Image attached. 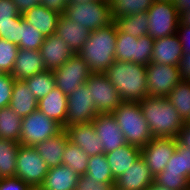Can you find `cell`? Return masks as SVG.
Listing matches in <instances>:
<instances>
[{
  "label": "cell",
  "mask_w": 190,
  "mask_h": 190,
  "mask_svg": "<svg viewBox=\"0 0 190 190\" xmlns=\"http://www.w3.org/2000/svg\"><path fill=\"white\" fill-rule=\"evenodd\" d=\"M117 27L114 22L90 31L78 55L85 60L91 73H105L115 62Z\"/></svg>",
  "instance_id": "obj_1"
},
{
  "label": "cell",
  "mask_w": 190,
  "mask_h": 190,
  "mask_svg": "<svg viewBox=\"0 0 190 190\" xmlns=\"http://www.w3.org/2000/svg\"><path fill=\"white\" fill-rule=\"evenodd\" d=\"M104 74L116 88L122 102H140L147 97L145 65L115 60Z\"/></svg>",
  "instance_id": "obj_2"
},
{
  "label": "cell",
  "mask_w": 190,
  "mask_h": 190,
  "mask_svg": "<svg viewBox=\"0 0 190 190\" xmlns=\"http://www.w3.org/2000/svg\"><path fill=\"white\" fill-rule=\"evenodd\" d=\"M153 138H176L185 123L165 97L147 96L140 102Z\"/></svg>",
  "instance_id": "obj_3"
},
{
  "label": "cell",
  "mask_w": 190,
  "mask_h": 190,
  "mask_svg": "<svg viewBox=\"0 0 190 190\" xmlns=\"http://www.w3.org/2000/svg\"><path fill=\"white\" fill-rule=\"evenodd\" d=\"M112 115L116 119L127 144L142 148L153 139L139 102H122L112 112Z\"/></svg>",
  "instance_id": "obj_4"
},
{
  "label": "cell",
  "mask_w": 190,
  "mask_h": 190,
  "mask_svg": "<svg viewBox=\"0 0 190 190\" xmlns=\"http://www.w3.org/2000/svg\"><path fill=\"white\" fill-rule=\"evenodd\" d=\"M64 14L77 24L85 26L89 31L97 30L113 22L111 4L97 0L69 3Z\"/></svg>",
  "instance_id": "obj_5"
},
{
  "label": "cell",
  "mask_w": 190,
  "mask_h": 190,
  "mask_svg": "<svg viewBox=\"0 0 190 190\" xmlns=\"http://www.w3.org/2000/svg\"><path fill=\"white\" fill-rule=\"evenodd\" d=\"M154 39L149 35L139 38L120 32L117 29L115 60L130 61L147 66L151 62Z\"/></svg>",
  "instance_id": "obj_6"
},
{
  "label": "cell",
  "mask_w": 190,
  "mask_h": 190,
  "mask_svg": "<svg viewBox=\"0 0 190 190\" xmlns=\"http://www.w3.org/2000/svg\"><path fill=\"white\" fill-rule=\"evenodd\" d=\"M63 130L55 120L47 117L39 109L22 118L19 143L35 146L48 138L54 137Z\"/></svg>",
  "instance_id": "obj_7"
},
{
  "label": "cell",
  "mask_w": 190,
  "mask_h": 190,
  "mask_svg": "<svg viewBox=\"0 0 190 190\" xmlns=\"http://www.w3.org/2000/svg\"><path fill=\"white\" fill-rule=\"evenodd\" d=\"M48 170L47 163L40 157L34 146L19 145L16 155V177L37 190Z\"/></svg>",
  "instance_id": "obj_8"
},
{
  "label": "cell",
  "mask_w": 190,
  "mask_h": 190,
  "mask_svg": "<svg viewBox=\"0 0 190 190\" xmlns=\"http://www.w3.org/2000/svg\"><path fill=\"white\" fill-rule=\"evenodd\" d=\"M148 31L154 40L177 33L180 16L173 2H155L146 12Z\"/></svg>",
  "instance_id": "obj_9"
},
{
  "label": "cell",
  "mask_w": 190,
  "mask_h": 190,
  "mask_svg": "<svg viewBox=\"0 0 190 190\" xmlns=\"http://www.w3.org/2000/svg\"><path fill=\"white\" fill-rule=\"evenodd\" d=\"M147 96L165 97L182 80L179 66L150 62L146 66Z\"/></svg>",
  "instance_id": "obj_10"
},
{
  "label": "cell",
  "mask_w": 190,
  "mask_h": 190,
  "mask_svg": "<svg viewBox=\"0 0 190 190\" xmlns=\"http://www.w3.org/2000/svg\"><path fill=\"white\" fill-rule=\"evenodd\" d=\"M56 87L66 96L85 84L92 74L88 64L78 54H74L61 67L53 70Z\"/></svg>",
  "instance_id": "obj_11"
},
{
  "label": "cell",
  "mask_w": 190,
  "mask_h": 190,
  "mask_svg": "<svg viewBox=\"0 0 190 190\" xmlns=\"http://www.w3.org/2000/svg\"><path fill=\"white\" fill-rule=\"evenodd\" d=\"M85 85L98 113H112L121 105L120 95L104 73H92Z\"/></svg>",
  "instance_id": "obj_12"
},
{
  "label": "cell",
  "mask_w": 190,
  "mask_h": 190,
  "mask_svg": "<svg viewBox=\"0 0 190 190\" xmlns=\"http://www.w3.org/2000/svg\"><path fill=\"white\" fill-rule=\"evenodd\" d=\"M67 101L65 128L74 124L92 123L99 114L91 100V91L87 89L85 84L67 96Z\"/></svg>",
  "instance_id": "obj_13"
},
{
  "label": "cell",
  "mask_w": 190,
  "mask_h": 190,
  "mask_svg": "<svg viewBox=\"0 0 190 190\" xmlns=\"http://www.w3.org/2000/svg\"><path fill=\"white\" fill-rule=\"evenodd\" d=\"M177 145L176 138H153L141 148V157L154 177L165 169Z\"/></svg>",
  "instance_id": "obj_14"
},
{
  "label": "cell",
  "mask_w": 190,
  "mask_h": 190,
  "mask_svg": "<svg viewBox=\"0 0 190 190\" xmlns=\"http://www.w3.org/2000/svg\"><path fill=\"white\" fill-rule=\"evenodd\" d=\"M104 154L126 144L125 137L112 113H99L92 121Z\"/></svg>",
  "instance_id": "obj_15"
},
{
  "label": "cell",
  "mask_w": 190,
  "mask_h": 190,
  "mask_svg": "<svg viewBox=\"0 0 190 190\" xmlns=\"http://www.w3.org/2000/svg\"><path fill=\"white\" fill-rule=\"evenodd\" d=\"M69 141L79 146L89 157L104 153L93 123L74 124L64 129Z\"/></svg>",
  "instance_id": "obj_16"
},
{
  "label": "cell",
  "mask_w": 190,
  "mask_h": 190,
  "mask_svg": "<svg viewBox=\"0 0 190 190\" xmlns=\"http://www.w3.org/2000/svg\"><path fill=\"white\" fill-rule=\"evenodd\" d=\"M22 14L12 0H0V38L18 45L22 28Z\"/></svg>",
  "instance_id": "obj_17"
},
{
  "label": "cell",
  "mask_w": 190,
  "mask_h": 190,
  "mask_svg": "<svg viewBox=\"0 0 190 190\" xmlns=\"http://www.w3.org/2000/svg\"><path fill=\"white\" fill-rule=\"evenodd\" d=\"M39 51L48 70L61 67L74 55L69 45L55 33L44 39Z\"/></svg>",
  "instance_id": "obj_18"
},
{
  "label": "cell",
  "mask_w": 190,
  "mask_h": 190,
  "mask_svg": "<svg viewBox=\"0 0 190 190\" xmlns=\"http://www.w3.org/2000/svg\"><path fill=\"white\" fill-rule=\"evenodd\" d=\"M154 181L144 159L140 157L115 181V186L122 190H146Z\"/></svg>",
  "instance_id": "obj_19"
},
{
  "label": "cell",
  "mask_w": 190,
  "mask_h": 190,
  "mask_svg": "<svg viewBox=\"0 0 190 190\" xmlns=\"http://www.w3.org/2000/svg\"><path fill=\"white\" fill-rule=\"evenodd\" d=\"M182 55V44L179 36L175 33L154 40L151 62L179 66Z\"/></svg>",
  "instance_id": "obj_20"
},
{
  "label": "cell",
  "mask_w": 190,
  "mask_h": 190,
  "mask_svg": "<svg viewBox=\"0 0 190 190\" xmlns=\"http://www.w3.org/2000/svg\"><path fill=\"white\" fill-rule=\"evenodd\" d=\"M90 31L81 24H77L61 14L57 23L55 34L60 36L67 43L74 54H78L86 43Z\"/></svg>",
  "instance_id": "obj_21"
},
{
  "label": "cell",
  "mask_w": 190,
  "mask_h": 190,
  "mask_svg": "<svg viewBox=\"0 0 190 190\" xmlns=\"http://www.w3.org/2000/svg\"><path fill=\"white\" fill-rule=\"evenodd\" d=\"M46 70L39 50L19 49L11 75L16 80H24Z\"/></svg>",
  "instance_id": "obj_22"
},
{
  "label": "cell",
  "mask_w": 190,
  "mask_h": 190,
  "mask_svg": "<svg viewBox=\"0 0 190 190\" xmlns=\"http://www.w3.org/2000/svg\"><path fill=\"white\" fill-rule=\"evenodd\" d=\"M60 15L59 12L49 9L42 4L32 7L22 14L24 20L35 29H38L45 38L56 32Z\"/></svg>",
  "instance_id": "obj_23"
},
{
  "label": "cell",
  "mask_w": 190,
  "mask_h": 190,
  "mask_svg": "<svg viewBox=\"0 0 190 190\" xmlns=\"http://www.w3.org/2000/svg\"><path fill=\"white\" fill-rule=\"evenodd\" d=\"M113 178L118 179L132 164L141 157V148L125 144L105 154Z\"/></svg>",
  "instance_id": "obj_24"
},
{
  "label": "cell",
  "mask_w": 190,
  "mask_h": 190,
  "mask_svg": "<svg viewBox=\"0 0 190 190\" xmlns=\"http://www.w3.org/2000/svg\"><path fill=\"white\" fill-rule=\"evenodd\" d=\"M68 101L67 96L57 87L38 101V109L65 129Z\"/></svg>",
  "instance_id": "obj_25"
},
{
  "label": "cell",
  "mask_w": 190,
  "mask_h": 190,
  "mask_svg": "<svg viewBox=\"0 0 190 190\" xmlns=\"http://www.w3.org/2000/svg\"><path fill=\"white\" fill-rule=\"evenodd\" d=\"M68 142V135L63 129L54 137L48 138L34 147L48 167L52 168L62 164V156Z\"/></svg>",
  "instance_id": "obj_26"
},
{
  "label": "cell",
  "mask_w": 190,
  "mask_h": 190,
  "mask_svg": "<svg viewBox=\"0 0 190 190\" xmlns=\"http://www.w3.org/2000/svg\"><path fill=\"white\" fill-rule=\"evenodd\" d=\"M79 175L66 165L49 168L43 183L37 190H74Z\"/></svg>",
  "instance_id": "obj_27"
},
{
  "label": "cell",
  "mask_w": 190,
  "mask_h": 190,
  "mask_svg": "<svg viewBox=\"0 0 190 190\" xmlns=\"http://www.w3.org/2000/svg\"><path fill=\"white\" fill-rule=\"evenodd\" d=\"M9 107L21 118L38 109V100L31 93L24 80L15 79Z\"/></svg>",
  "instance_id": "obj_28"
},
{
  "label": "cell",
  "mask_w": 190,
  "mask_h": 190,
  "mask_svg": "<svg viewBox=\"0 0 190 190\" xmlns=\"http://www.w3.org/2000/svg\"><path fill=\"white\" fill-rule=\"evenodd\" d=\"M22 118L9 106L0 109V139L20 141Z\"/></svg>",
  "instance_id": "obj_29"
},
{
  "label": "cell",
  "mask_w": 190,
  "mask_h": 190,
  "mask_svg": "<svg viewBox=\"0 0 190 190\" xmlns=\"http://www.w3.org/2000/svg\"><path fill=\"white\" fill-rule=\"evenodd\" d=\"M120 32L139 38L146 35L148 31V15L146 12L130 14L129 16L113 19Z\"/></svg>",
  "instance_id": "obj_30"
},
{
  "label": "cell",
  "mask_w": 190,
  "mask_h": 190,
  "mask_svg": "<svg viewBox=\"0 0 190 190\" xmlns=\"http://www.w3.org/2000/svg\"><path fill=\"white\" fill-rule=\"evenodd\" d=\"M167 99L184 122L190 118V81L181 80L170 92Z\"/></svg>",
  "instance_id": "obj_31"
},
{
  "label": "cell",
  "mask_w": 190,
  "mask_h": 190,
  "mask_svg": "<svg viewBox=\"0 0 190 190\" xmlns=\"http://www.w3.org/2000/svg\"><path fill=\"white\" fill-rule=\"evenodd\" d=\"M20 143L0 139V179L16 176V155Z\"/></svg>",
  "instance_id": "obj_32"
},
{
  "label": "cell",
  "mask_w": 190,
  "mask_h": 190,
  "mask_svg": "<svg viewBox=\"0 0 190 190\" xmlns=\"http://www.w3.org/2000/svg\"><path fill=\"white\" fill-rule=\"evenodd\" d=\"M24 81L38 101L56 87L54 72L48 69L26 78Z\"/></svg>",
  "instance_id": "obj_33"
},
{
  "label": "cell",
  "mask_w": 190,
  "mask_h": 190,
  "mask_svg": "<svg viewBox=\"0 0 190 190\" xmlns=\"http://www.w3.org/2000/svg\"><path fill=\"white\" fill-rule=\"evenodd\" d=\"M89 156L70 141L66 144L62 156V164L72 169L76 174L84 175L87 172Z\"/></svg>",
  "instance_id": "obj_34"
},
{
  "label": "cell",
  "mask_w": 190,
  "mask_h": 190,
  "mask_svg": "<svg viewBox=\"0 0 190 190\" xmlns=\"http://www.w3.org/2000/svg\"><path fill=\"white\" fill-rule=\"evenodd\" d=\"M154 0H113L111 3L112 19H120L130 14L147 12Z\"/></svg>",
  "instance_id": "obj_35"
},
{
  "label": "cell",
  "mask_w": 190,
  "mask_h": 190,
  "mask_svg": "<svg viewBox=\"0 0 190 190\" xmlns=\"http://www.w3.org/2000/svg\"><path fill=\"white\" fill-rule=\"evenodd\" d=\"M86 175L97 179L99 182H115L110 166L104 153L90 156Z\"/></svg>",
  "instance_id": "obj_36"
},
{
  "label": "cell",
  "mask_w": 190,
  "mask_h": 190,
  "mask_svg": "<svg viewBox=\"0 0 190 190\" xmlns=\"http://www.w3.org/2000/svg\"><path fill=\"white\" fill-rule=\"evenodd\" d=\"M45 37L38 30L22 20V28L20 33V43L17 45L19 49L39 50L43 44Z\"/></svg>",
  "instance_id": "obj_37"
},
{
  "label": "cell",
  "mask_w": 190,
  "mask_h": 190,
  "mask_svg": "<svg viewBox=\"0 0 190 190\" xmlns=\"http://www.w3.org/2000/svg\"><path fill=\"white\" fill-rule=\"evenodd\" d=\"M18 51L16 44L0 38V73H12Z\"/></svg>",
  "instance_id": "obj_38"
},
{
  "label": "cell",
  "mask_w": 190,
  "mask_h": 190,
  "mask_svg": "<svg viewBox=\"0 0 190 190\" xmlns=\"http://www.w3.org/2000/svg\"><path fill=\"white\" fill-rule=\"evenodd\" d=\"M154 182L172 190H190V181L183 175L174 172H160Z\"/></svg>",
  "instance_id": "obj_39"
},
{
  "label": "cell",
  "mask_w": 190,
  "mask_h": 190,
  "mask_svg": "<svg viewBox=\"0 0 190 190\" xmlns=\"http://www.w3.org/2000/svg\"><path fill=\"white\" fill-rule=\"evenodd\" d=\"M115 182H99L86 174L80 175L74 190H111Z\"/></svg>",
  "instance_id": "obj_40"
},
{
  "label": "cell",
  "mask_w": 190,
  "mask_h": 190,
  "mask_svg": "<svg viewBox=\"0 0 190 190\" xmlns=\"http://www.w3.org/2000/svg\"><path fill=\"white\" fill-rule=\"evenodd\" d=\"M15 79L11 74L0 73V109L9 106Z\"/></svg>",
  "instance_id": "obj_41"
},
{
  "label": "cell",
  "mask_w": 190,
  "mask_h": 190,
  "mask_svg": "<svg viewBox=\"0 0 190 190\" xmlns=\"http://www.w3.org/2000/svg\"><path fill=\"white\" fill-rule=\"evenodd\" d=\"M0 190H34L19 177H7L0 179Z\"/></svg>",
  "instance_id": "obj_42"
},
{
  "label": "cell",
  "mask_w": 190,
  "mask_h": 190,
  "mask_svg": "<svg viewBox=\"0 0 190 190\" xmlns=\"http://www.w3.org/2000/svg\"><path fill=\"white\" fill-rule=\"evenodd\" d=\"M162 172H174L183 175L182 150L178 146Z\"/></svg>",
  "instance_id": "obj_43"
},
{
  "label": "cell",
  "mask_w": 190,
  "mask_h": 190,
  "mask_svg": "<svg viewBox=\"0 0 190 190\" xmlns=\"http://www.w3.org/2000/svg\"><path fill=\"white\" fill-rule=\"evenodd\" d=\"M177 35L181 41L183 53H190V26L179 22Z\"/></svg>",
  "instance_id": "obj_44"
},
{
  "label": "cell",
  "mask_w": 190,
  "mask_h": 190,
  "mask_svg": "<svg viewBox=\"0 0 190 190\" xmlns=\"http://www.w3.org/2000/svg\"><path fill=\"white\" fill-rule=\"evenodd\" d=\"M177 143L181 147L190 149V124L185 122L176 137Z\"/></svg>",
  "instance_id": "obj_45"
},
{
  "label": "cell",
  "mask_w": 190,
  "mask_h": 190,
  "mask_svg": "<svg viewBox=\"0 0 190 190\" xmlns=\"http://www.w3.org/2000/svg\"><path fill=\"white\" fill-rule=\"evenodd\" d=\"M182 80L190 81V53H183L179 63Z\"/></svg>",
  "instance_id": "obj_46"
},
{
  "label": "cell",
  "mask_w": 190,
  "mask_h": 190,
  "mask_svg": "<svg viewBox=\"0 0 190 190\" xmlns=\"http://www.w3.org/2000/svg\"><path fill=\"white\" fill-rule=\"evenodd\" d=\"M41 4L60 14H64L69 2L68 0H43Z\"/></svg>",
  "instance_id": "obj_47"
},
{
  "label": "cell",
  "mask_w": 190,
  "mask_h": 190,
  "mask_svg": "<svg viewBox=\"0 0 190 190\" xmlns=\"http://www.w3.org/2000/svg\"><path fill=\"white\" fill-rule=\"evenodd\" d=\"M177 146L182 150L183 176L190 181V149Z\"/></svg>",
  "instance_id": "obj_48"
},
{
  "label": "cell",
  "mask_w": 190,
  "mask_h": 190,
  "mask_svg": "<svg viewBox=\"0 0 190 190\" xmlns=\"http://www.w3.org/2000/svg\"><path fill=\"white\" fill-rule=\"evenodd\" d=\"M12 1L16 5L20 14H23L25 11L39 4L35 0H12Z\"/></svg>",
  "instance_id": "obj_49"
},
{
  "label": "cell",
  "mask_w": 190,
  "mask_h": 190,
  "mask_svg": "<svg viewBox=\"0 0 190 190\" xmlns=\"http://www.w3.org/2000/svg\"><path fill=\"white\" fill-rule=\"evenodd\" d=\"M175 7L178 10L179 16L188 10H190V0H173Z\"/></svg>",
  "instance_id": "obj_50"
},
{
  "label": "cell",
  "mask_w": 190,
  "mask_h": 190,
  "mask_svg": "<svg viewBox=\"0 0 190 190\" xmlns=\"http://www.w3.org/2000/svg\"><path fill=\"white\" fill-rule=\"evenodd\" d=\"M180 23L190 26V10L180 15Z\"/></svg>",
  "instance_id": "obj_51"
},
{
  "label": "cell",
  "mask_w": 190,
  "mask_h": 190,
  "mask_svg": "<svg viewBox=\"0 0 190 190\" xmlns=\"http://www.w3.org/2000/svg\"><path fill=\"white\" fill-rule=\"evenodd\" d=\"M146 190H172V189H167L153 181Z\"/></svg>",
  "instance_id": "obj_52"
},
{
  "label": "cell",
  "mask_w": 190,
  "mask_h": 190,
  "mask_svg": "<svg viewBox=\"0 0 190 190\" xmlns=\"http://www.w3.org/2000/svg\"><path fill=\"white\" fill-rule=\"evenodd\" d=\"M86 1H91V0H68L69 3H84Z\"/></svg>",
  "instance_id": "obj_53"
},
{
  "label": "cell",
  "mask_w": 190,
  "mask_h": 190,
  "mask_svg": "<svg viewBox=\"0 0 190 190\" xmlns=\"http://www.w3.org/2000/svg\"><path fill=\"white\" fill-rule=\"evenodd\" d=\"M155 2H173V0H154Z\"/></svg>",
  "instance_id": "obj_54"
},
{
  "label": "cell",
  "mask_w": 190,
  "mask_h": 190,
  "mask_svg": "<svg viewBox=\"0 0 190 190\" xmlns=\"http://www.w3.org/2000/svg\"><path fill=\"white\" fill-rule=\"evenodd\" d=\"M97 1H102V2H106L108 4H111L113 0H97Z\"/></svg>",
  "instance_id": "obj_55"
},
{
  "label": "cell",
  "mask_w": 190,
  "mask_h": 190,
  "mask_svg": "<svg viewBox=\"0 0 190 190\" xmlns=\"http://www.w3.org/2000/svg\"><path fill=\"white\" fill-rule=\"evenodd\" d=\"M111 190H122V189H119L117 186H113Z\"/></svg>",
  "instance_id": "obj_56"
},
{
  "label": "cell",
  "mask_w": 190,
  "mask_h": 190,
  "mask_svg": "<svg viewBox=\"0 0 190 190\" xmlns=\"http://www.w3.org/2000/svg\"><path fill=\"white\" fill-rule=\"evenodd\" d=\"M35 1H37L39 4H41L43 0H35Z\"/></svg>",
  "instance_id": "obj_57"
}]
</instances>
